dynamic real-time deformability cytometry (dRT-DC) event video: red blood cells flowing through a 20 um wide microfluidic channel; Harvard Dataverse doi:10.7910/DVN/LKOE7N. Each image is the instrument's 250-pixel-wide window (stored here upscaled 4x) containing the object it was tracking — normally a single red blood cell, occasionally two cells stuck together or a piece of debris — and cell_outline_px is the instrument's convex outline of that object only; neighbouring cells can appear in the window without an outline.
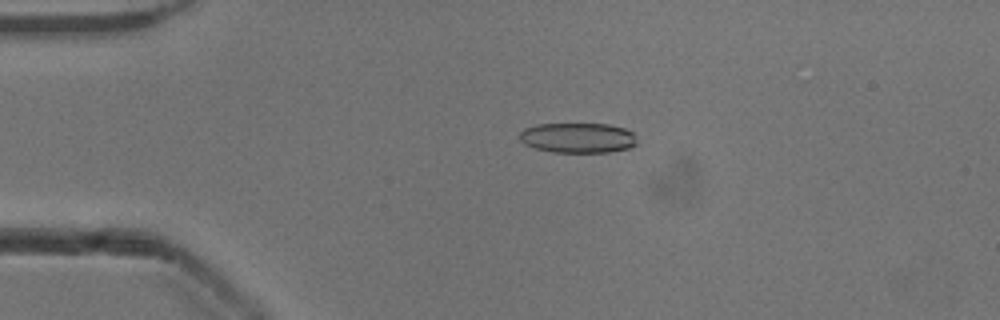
{"species": "common noctule bat (a hibernating species)", "species_latin": "Nyctalus noctula", "temperature_condition": "cold", "stored_images_in_passage": 53, "camera_frame_rate_fps": 3000, "um_per_image_px": 0.085, "animal": {"sex": "male", "body_mass_g": 13.3}, "frame": {"image": 1, "passage_image": 12, "time_ms": 3.667, "image_size_px": [1000, 320], "cell_outline_px": [[636, 144], [628, 148], [608, 152], [552, 152], [536, 148], [524, 144], [520, 140], [520, 132], [524, 128], [536, 124], [608, 124], [624, 128], [632, 132]], "centroid_in_image_um": [49.08, 11.71], "position_along_channel_um": 35.9, "area_um2": 20.46}}
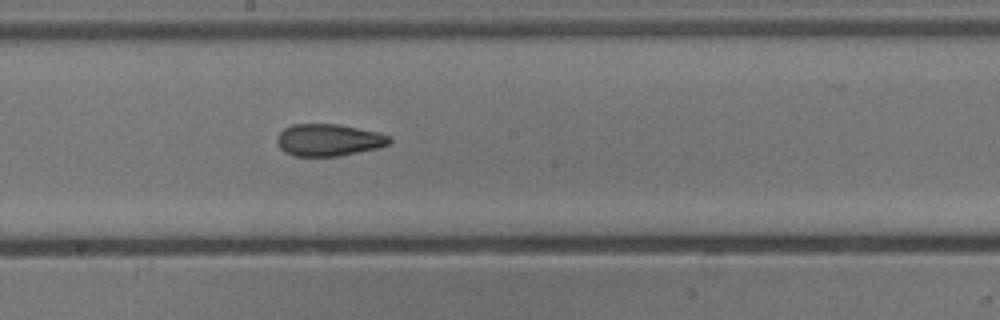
{"frame": {"image": 2, "passage_image": 29, "time_ms": 9.333, "image_size_px": [1000, 320], "cell_outline_px": [[392, 140], [388, 144], [376, 148], [340, 156], [292, 156], [284, 152], [276, 144], [276, 136], [284, 128], [292, 124], [340, 124], [376, 132], [388, 136]], "centroid_in_image_um": [27.86, 11.9], "position_along_channel_um": 220.3, "area_um2": 21.04}}
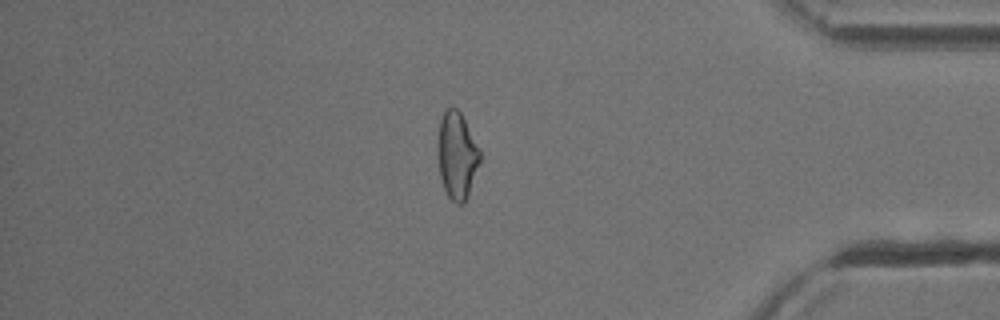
{"frame": {"image": 3, "passage_image": 45, "time_ms": 14.667, "image_size_px": [1000, 320], "cell_outline_px": [[480, 160], [468, 196], [464, 204], [456, 204], [448, 196], [444, 188], [440, 176], [440, 120], [444, 112], [448, 108], [456, 108], [460, 112], [480, 152]], "centroid_in_image_um": [38.87, 13.27], "position_along_channel_um": 396.3, "area_um2": 20.35}, "authors_computed_cell_mechanics": {"area_um2": 21.386, "velocity_mm_per_s": 3.9155, "shape_relaxation_time_tau1_ms": null, "shape_relaxation_time_tau2_ms": 2.9566, "deformation_change_tau1": null, "deformation_change_tau2": 0.1008}}